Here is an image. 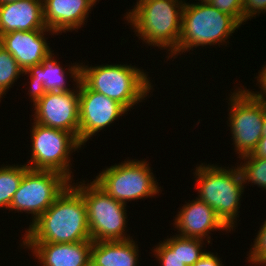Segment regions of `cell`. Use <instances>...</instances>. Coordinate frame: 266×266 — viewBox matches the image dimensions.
Wrapping results in <instances>:
<instances>
[{
    "label": "cell",
    "instance_id": "cell-21",
    "mask_svg": "<svg viewBox=\"0 0 266 266\" xmlns=\"http://www.w3.org/2000/svg\"><path fill=\"white\" fill-rule=\"evenodd\" d=\"M239 158L244 160L238 165L243 183L250 182L266 190V158L255 157L251 153Z\"/></svg>",
    "mask_w": 266,
    "mask_h": 266
},
{
    "label": "cell",
    "instance_id": "cell-9",
    "mask_svg": "<svg viewBox=\"0 0 266 266\" xmlns=\"http://www.w3.org/2000/svg\"><path fill=\"white\" fill-rule=\"evenodd\" d=\"M67 70L70 78L76 82L71 91L43 92L31 98L35 114L33 120L41 125L65 130L74 134L79 140V82L81 64L73 63Z\"/></svg>",
    "mask_w": 266,
    "mask_h": 266
},
{
    "label": "cell",
    "instance_id": "cell-22",
    "mask_svg": "<svg viewBox=\"0 0 266 266\" xmlns=\"http://www.w3.org/2000/svg\"><path fill=\"white\" fill-rule=\"evenodd\" d=\"M21 74L23 76V70L16 59L0 45V99L12 88Z\"/></svg>",
    "mask_w": 266,
    "mask_h": 266
},
{
    "label": "cell",
    "instance_id": "cell-26",
    "mask_svg": "<svg viewBox=\"0 0 266 266\" xmlns=\"http://www.w3.org/2000/svg\"><path fill=\"white\" fill-rule=\"evenodd\" d=\"M210 4L220 12L232 16L240 25L243 24V0H212Z\"/></svg>",
    "mask_w": 266,
    "mask_h": 266
},
{
    "label": "cell",
    "instance_id": "cell-20",
    "mask_svg": "<svg viewBox=\"0 0 266 266\" xmlns=\"http://www.w3.org/2000/svg\"><path fill=\"white\" fill-rule=\"evenodd\" d=\"M29 169L26 164L0 167V208H9L14 193L18 190L24 174Z\"/></svg>",
    "mask_w": 266,
    "mask_h": 266
},
{
    "label": "cell",
    "instance_id": "cell-16",
    "mask_svg": "<svg viewBox=\"0 0 266 266\" xmlns=\"http://www.w3.org/2000/svg\"><path fill=\"white\" fill-rule=\"evenodd\" d=\"M93 241L76 243H21L32 250L41 266H88Z\"/></svg>",
    "mask_w": 266,
    "mask_h": 266
},
{
    "label": "cell",
    "instance_id": "cell-23",
    "mask_svg": "<svg viewBox=\"0 0 266 266\" xmlns=\"http://www.w3.org/2000/svg\"><path fill=\"white\" fill-rule=\"evenodd\" d=\"M164 240L159 242L153 250L155 257L162 264L160 266H186L179 257L178 235Z\"/></svg>",
    "mask_w": 266,
    "mask_h": 266
},
{
    "label": "cell",
    "instance_id": "cell-17",
    "mask_svg": "<svg viewBox=\"0 0 266 266\" xmlns=\"http://www.w3.org/2000/svg\"><path fill=\"white\" fill-rule=\"evenodd\" d=\"M43 29H47L43 19V0H18L0 4V35Z\"/></svg>",
    "mask_w": 266,
    "mask_h": 266
},
{
    "label": "cell",
    "instance_id": "cell-11",
    "mask_svg": "<svg viewBox=\"0 0 266 266\" xmlns=\"http://www.w3.org/2000/svg\"><path fill=\"white\" fill-rule=\"evenodd\" d=\"M71 182L54 171L29 169L14 193L9 210L32 215L33 224Z\"/></svg>",
    "mask_w": 266,
    "mask_h": 266
},
{
    "label": "cell",
    "instance_id": "cell-30",
    "mask_svg": "<svg viewBox=\"0 0 266 266\" xmlns=\"http://www.w3.org/2000/svg\"><path fill=\"white\" fill-rule=\"evenodd\" d=\"M251 154L255 157L266 158V136H262Z\"/></svg>",
    "mask_w": 266,
    "mask_h": 266
},
{
    "label": "cell",
    "instance_id": "cell-2",
    "mask_svg": "<svg viewBox=\"0 0 266 266\" xmlns=\"http://www.w3.org/2000/svg\"><path fill=\"white\" fill-rule=\"evenodd\" d=\"M185 0H137L126 21L136 36L149 46L168 49L167 57L178 48Z\"/></svg>",
    "mask_w": 266,
    "mask_h": 266
},
{
    "label": "cell",
    "instance_id": "cell-13",
    "mask_svg": "<svg viewBox=\"0 0 266 266\" xmlns=\"http://www.w3.org/2000/svg\"><path fill=\"white\" fill-rule=\"evenodd\" d=\"M179 236L185 238L205 239L209 243L211 231H231L216 212L198 197L183 205L174 219Z\"/></svg>",
    "mask_w": 266,
    "mask_h": 266
},
{
    "label": "cell",
    "instance_id": "cell-32",
    "mask_svg": "<svg viewBox=\"0 0 266 266\" xmlns=\"http://www.w3.org/2000/svg\"><path fill=\"white\" fill-rule=\"evenodd\" d=\"M13 1H18V0H0V4H4L7 2H13Z\"/></svg>",
    "mask_w": 266,
    "mask_h": 266
},
{
    "label": "cell",
    "instance_id": "cell-27",
    "mask_svg": "<svg viewBox=\"0 0 266 266\" xmlns=\"http://www.w3.org/2000/svg\"><path fill=\"white\" fill-rule=\"evenodd\" d=\"M261 12H266V0H243V22H246L249 18L251 20V18L256 17V14L259 15Z\"/></svg>",
    "mask_w": 266,
    "mask_h": 266
},
{
    "label": "cell",
    "instance_id": "cell-3",
    "mask_svg": "<svg viewBox=\"0 0 266 266\" xmlns=\"http://www.w3.org/2000/svg\"><path fill=\"white\" fill-rule=\"evenodd\" d=\"M146 73L131 64L89 67L81 63V80L91 90L118 101L128 111L145 100L153 88Z\"/></svg>",
    "mask_w": 266,
    "mask_h": 266
},
{
    "label": "cell",
    "instance_id": "cell-34",
    "mask_svg": "<svg viewBox=\"0 0 266 266\" xmlns=\"http://www.w3.org/2000/svg\"><path fill=\"white\" fill-rule=\"evenodd\" d=\"M265 264V265H264ZM259 265H261V266H266V260L265 261H263V262H261Z\"/></svg>",
    "mask_w": 266,
    "mask_h": 266
},
{
    "label": "cell",
    "instance_id": "cell-28",
    "mask_svg": "<svg viewBox=\"0 0 266 266\" xmlns=\"http://www.w3.org/2000/svg\"><path fill=\"white\" fill-rule=\"evenodd\" d=\"M257 81L260 83V92L249 91L244 88L254 99L266 103V65L262 67L257 77Z\"/></svg>",
    "mask_w": 266,
    "mask_h": 266
},
{
    "label": "cell",
    "instance_id": "cell-12",
    "mask_svg": "<svg viewBox=\"0 0 266 266\" xmlns=\"http://www.w3.org/2000/svg\"><path fill=\"white\" fill-rule=\"evenodd\" d=\"M128 110L118 101L91 90L79 82V142L82 145L113 121L127 114ZM123 114V115H122Z\"/></svg>",
    "mask_w": 266,
    "mask_h": 266
},
{
    "label": "cell",
    "instance_id": "cell-15",
    "mask_svg": "<svg viewBox=\"0 0 266 266\" xmlns=\"http://www.w3.org/2000/svg\"><path fill=\"white\" fill-rule=\"evenodd\" d=\"M95 4V0H43L44 24L56 35L78 30Z\"/></svg>",
    "mask_w": 266,
    "mask_h": 266
},
{
    "label": "cell",
    "instance_id": "cell-33",
    "mask_svg": "<svg viewBox=\"0 0 266 266\" xmlns=\"http://www.w3.org/2000/svg\"><path fill=\"white\" fill-rule=\"evenodd\" d=\"M201 1V3H210L212 0H198Z\"/></svg>",
    "mask_w": 266,
    "mask_h": 266
},
{
    "label": "cell",
    "instance_id": "cell-29",
    "mask_svg": "<svg viewBox=\"0 0 266 266\" xmlns=\"http://www.w3.org/2000/svg\"><path fill=\"white\" fill-rule=\"evenodd\" d=\"M220 258L210 251L207 252L192 266H223Z\"/></svg>",
    "mask_w": 266,
    "mask_h": 266
},
{
    "label": "cell",
    "instance_id": "cell-5",
    "mask_svg": "<svg viewBox=\"0 0 266 266\" xmlns=\"http://www.w3.org/2000/svg\"><path fill=\"white\" fill-rule=\"evenodd\" d=\"M241 25L230 15L220 12L210 3H186L182 13V27L178 48L170 55L190 51L193 47L222 45ZM181 52V53H180Z\"/></svg>",
    "mask_w": 266,
    "mask_h": 266
},
{
    "label": "cell",
    "instance_id": "cell-7",
    "mask_svg": "<svg viewBox=\"0 0 266 266\" xmlns=\"http://www.w3.org/2000/svg\"><path fill=\"white\" fill-rule=\"evenodd\" d=\"M32 124L31 157L26 165L32 170L58 172L71 183L74 182L69 156L73 151L81 149L82 144L78 138L65 130L47 127L36 122Z\"/></svg>",
    "mask_w": 266,
    "mask_h": 266
},
{
    "label": "cell",
    "instance_id": "cell-14",
    "mask_svg": "<svg viewBox=\"0 0 266 266\" xmlns=\"http://www.w3.org/2000/svg\"><path fill=\"white\" fill-rule=\"evenodd\" d=\"M56 34L50 29L13 31L0 35V45L16 59L19 67L26 71L29 67L42 63L52 51L45 38L46 33Z\"/></svg>",
    "mask_w": 266,
    "mask_h": 266
},
{
    "label": "cell",
    "instance_id": "cell-25",
    "mask_svg": "<svg viewBox=\"0 0 266 266\" xmlns=\"http://www.w3.org/2000/svg\"><path fill=\"white\" fill-rule=\"evenodd\" d=\"M256 236L253 247L250 248L247 260L252 263V265L256 264L258 266V264L266 260V219Z\"/></svg>",
    "mask_w": 266,
    "mask_h": 266
},
{
    "label": "cell",
    "instance_id": "cell-31",
    "mask_svg": "<svg viewBox=\"0 0 266 266\" xmlns=\"http://www.w3.org/2000/svg\"><path fill=\"white\" fill-rule=\"evenodd\" d=\"M263 136H266V111L263 120Z\"/></svg>",
    "mask_w": 266,
    "mask_h": 266
},
{
    "label": "cell",
    "instance_id": "cell-18",
    "mask_svg": "<svg viewBox=\"0 0 266 266\" xmlns=\"http://www.w3.org/2000/svg\"><path fill=\"white\" fill-rule=\"evenodd\" d=\"M51 51L43 60L42 63L29 67L23 74H29V96L32 98L34 95L43 92H66L71 91L68 88L66 81V74L68 71L59 65L54 59V53Z\"/></svg>",
    "mask_w": 266,
    "mask_h": 266
},
{
    "label": "cell",
    "instance_id": "cell-10",
    "mask_svg": "<svg viewBox=\"0 0 266 266\" xmlns=\"http://www.w3.org/2000/svg\"><path fill=\"white\" fill-rule=\"evenodd\" d=\"M230 94L228 107L232 141L238 156L253 152L263 136L266 103L254 99L244 88Z\"/></svg>",
    "mask_w": 266,
    "mask_h": 266
},
{
    "label": "cell",
    "instance_id": "cell-4",
    "mask_svg": "<svg viewBox=\"0 0 266 266\" xmlns=\"http://www.w3.org/2000/svg\"><path fill=\"white\" fill-rule=\"evenodd\" d=\"M218 165L201 163L196 167L194 178L197 182L198 199L206 202L233 230L237 224L240 211L241 194L244 192V183L241 172L237 167L229 169ZM234 168V169H233ZM236 219V220H235Z\"/></svg>",
    "mask_w": 266,
    "mask_h": 266
},
{
    "label": "cell",
    "instance_id": "cell-24",
    "mask_svg": "<svg viewBox=\"0 0 266 266\" xmlns=\"http://www.w3.org/2000/svg\"><path fill=\"white\" fill-rule=\"evenodd\" d=\"M204 240L198 238H185L178 235L179 257L186 266L194 265L205 253ZM202 250H204L202 252Z\"/></svg>",
    "mask_w": 266,
    "mask_h": 266
},
{
    "label": "cell",
    "instance_id": "cell-1",
    "mask_svg": "<svg viewBox=\"0 0 266 266\" xmlns=\"http://www.w3.org/2000/svg\"><path fill=\"white\" fill-rule=\"evenodd\" d=\"M25 232L22 243L92 241L83 196L70 183Z\"/></svg>",
    "mask_w": 266,
    "mask_h": 266
},
{
    "label": "cell",
    "instance_id": "cell-6",
    "mask_svg": "<svg viewBox=\"0 0 266 266\" xmlns=\"http://www.w3.org/2000/svg\"><path fill=\"white\" fill-rule=\"evenodd\" d=\"M83 181V182H82ZM71 184L82 196L87 208V219L92 241H116L131 239L125 232L127 224L126 204L116 201L94 181ZM127 235V236H126Z\"/></svg>",
    "mask_w": 266,
    "mask_h": 266
},
{
    "label": "cell",
    "instance_id": "cell-19",
    "mask_svg": "<svg viewBox=\"0 0 266 266\" xmlns=\"http://www.w3.org/2000/svg\"><path fill=\"white\" fill-rule=\"evenodd\" d=\"M132 239L93 241L91 264L94 266H137L139 247Z\"/></svg>",
    "mask_w": 266,
    "mask_h": 266
},
{
    "label": "cell",
    "instance_id": "cell-8",
    "mask_svg": "<svg viewBox=\"0 0 266 266\" xmlns=\"http://www.w3.org/2000/svg\"><path fill=\"white\" fill-rule=\"evenodd\" d=\"M147 162L144 159L123 161L103 169L93 181L123 204L146 197L152 198L159 193L161 187H158L159 184Z\"/></svg>",
    "mask_w": 266,
    "mask_h": 266
}]
</instances>
